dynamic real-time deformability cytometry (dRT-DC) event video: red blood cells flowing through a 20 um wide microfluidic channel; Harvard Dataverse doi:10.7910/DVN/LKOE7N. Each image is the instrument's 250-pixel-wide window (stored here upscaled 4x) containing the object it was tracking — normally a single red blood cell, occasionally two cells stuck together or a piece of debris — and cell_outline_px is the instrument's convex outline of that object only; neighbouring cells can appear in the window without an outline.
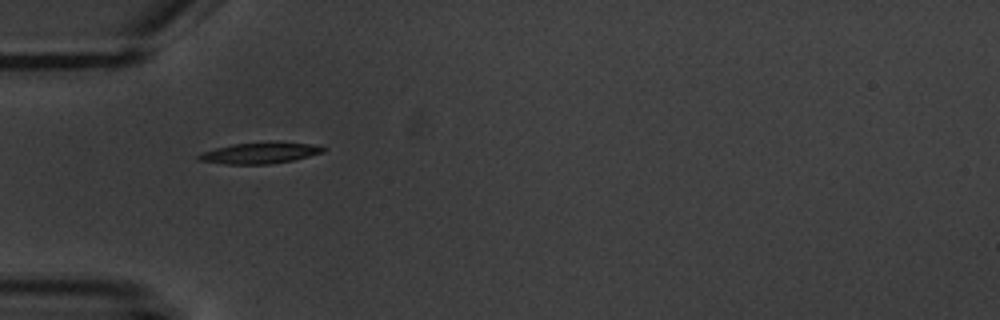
{"species": "common noctule bat (a hibernating species)", "species_latin": "Nyctalus noctula", "temperature_condition": "warm", "stored_images_in_passage": 4, "camera_frame_rate_fps": 3000, "um_per_image_px": 0.085, "animal": {"sex": "male", "body_mass_g": 20.1, "forearm_length_mm": 53.5}, "frame": {"image": 1, "passage_image": 3, "time_ms": 3.333, "image_size_px": [1000, 320], "cell_outline_px": [[328, 148], [324, 152], [292, 160], [268, 164], [224, 164], [196, 160], [196, 156], [204, 152], [216, 148], [232, 144], [276, 140], [312, 144]], "centroid_in_image_um": [22.11, 12.98], "position_along_channel_um": 62.9, "area_um2": 15.66}}